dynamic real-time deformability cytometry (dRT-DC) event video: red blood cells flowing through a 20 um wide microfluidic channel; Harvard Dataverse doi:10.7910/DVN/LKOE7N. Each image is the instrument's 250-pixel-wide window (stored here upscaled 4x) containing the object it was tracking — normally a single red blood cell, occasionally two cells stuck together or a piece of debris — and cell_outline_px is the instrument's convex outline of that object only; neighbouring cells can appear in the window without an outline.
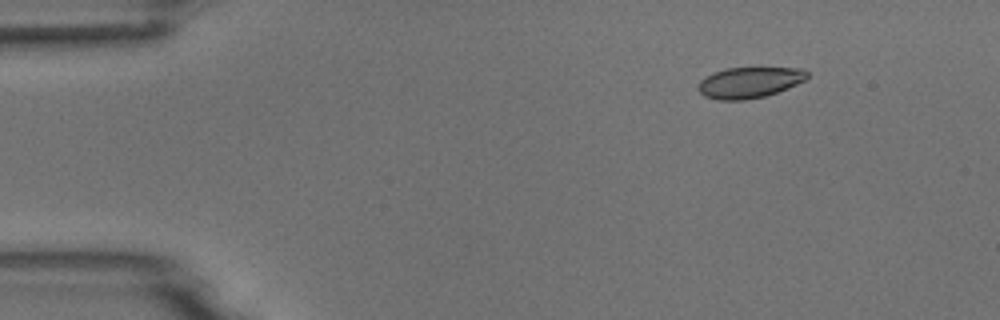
{"species": "common noctule bat (a hibernating species)", "species_latin": "Nyctalus noctula", "temperature_condition": "room temperature", "stored_images_in_passage": 5, "camera_frame_rate_fps": 3000, "um_per_image_px": 0.085, "animal": {"sex": "male", "body_mass_g": 18.8}, "frame": {"image": 1, "passage_image": 2, "time_ms": 1.333, "image_size_px": [1000, 320], "cell_outline_px": [[808, 76], [804, 80], [788, 88], [764, 96], [744, 100], [716, 100], [704, 96], [696, 88], [700, 80], [704, 76], [724, 68], [804, 68], [808, 72]], "centroid_in_image_um": [63.65, 7.01], "position_along_channel_um": 21.3, "area_um2": 19.71}}
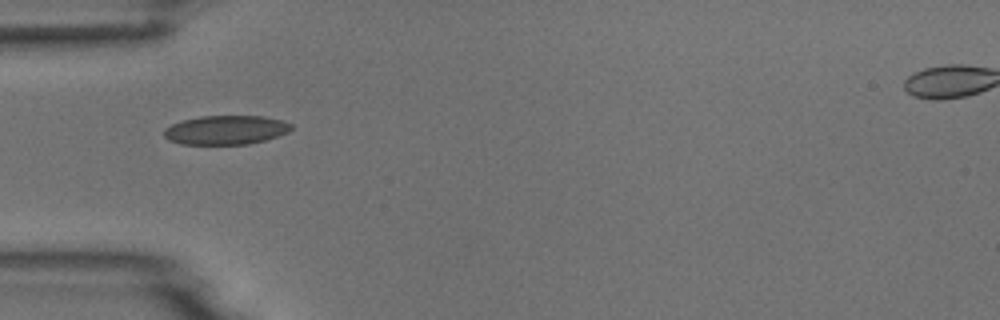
{"frame": {"image": 2, "passage_image": 5, "time_ms": 4.667, "image_size_px": [1000, 320], "cell_outline_px": [[292, 128], [288, 132], [264, 140], [248, 144], [180, 144], [168, 140], [164, 136], [164, 128], [172, 124], [184, 120], [200, 116], [264, 116], [280, 120], [292, 124]], "centroid_in_image_um": [19.17, 11.05], "position_along_channel_um": 65.8, "area_um2": 21.44}}